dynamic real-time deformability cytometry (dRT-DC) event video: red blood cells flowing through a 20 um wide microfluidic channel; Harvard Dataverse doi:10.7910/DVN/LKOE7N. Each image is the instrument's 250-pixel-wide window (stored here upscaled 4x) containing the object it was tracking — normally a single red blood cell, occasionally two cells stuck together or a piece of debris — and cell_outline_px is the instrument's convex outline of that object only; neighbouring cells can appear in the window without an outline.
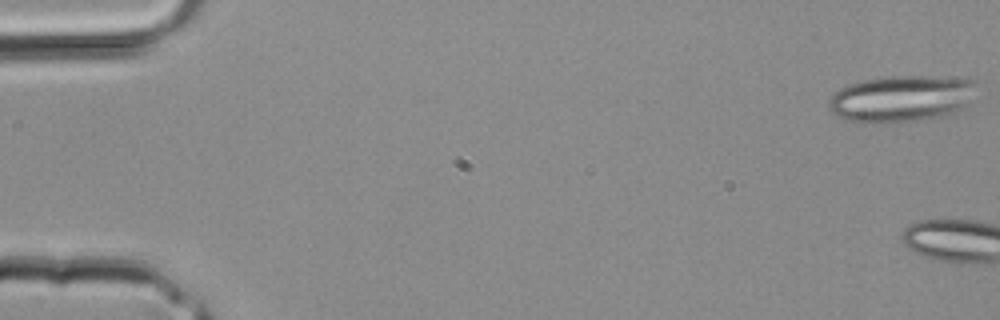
{"species": "common noctule bat (a hibernating species)", "species_latin": "Nyctalus noctula", "temperature_condition": "room temperature", "stored_images_in_passage": 5, "camera_frame_rate_fps": 3000, "um_per_image_px": 0.085, "animal": {"sex": "male", "body_mass_g": 20.4}, "frame": {"image": 1, "passage_image": 1, "time_ms": 0.0, "image_size_px": [1000, 320], "cell_outline_px": [[976, 80], [968, 104], [964, 108], [956, 112], [940, 116], [912, 120], [860, 124], [856, 124], [844, 120], [836, 116], [828, 108], [828, 100], [832, 92], [848, 84], [864, 80], [892, 76], [964, 76]], "centroid_in_image_um": [76.57, 8.37], "position_along_channel_um": 8.4, "area_um2": 40.58}}